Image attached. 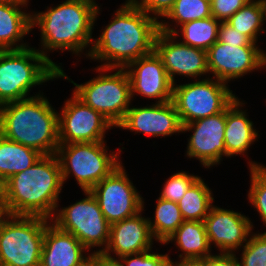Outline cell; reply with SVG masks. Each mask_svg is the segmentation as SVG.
Returning a JSON list of instances; mask_svg holds the SVG:
<instances>
[{"instance_id":"6da1fadb","label":"cell","mask_w":266,"mask_h":266,"mask_svg":"<svg viewBox=\"0 0 266 266\" xmlns=\"http://www.w3.org/2000/svg\"><path fill=\"white\" fill-rule=\"evenodd\" d=\"M114 18L95 38L89 59L105 68H126L131 62L154 51L159 21L142 11L132 0H126L113 14Z\"/></svg>"},{"instance_id":"7a4b0ae2","label":"cell","mask_w":266,"mask_h":266,"mask_svg":"<svg viewBox=\"0 0 266 266\" xmlns=\"http://www.w3.org/2000/svg\"><path fill=\"white\" fill-rule=\"evenodd\" d=\"M98 5L95 0H65L55 7H47L45 12H31V29L38 27L41 33V48L37 50L59 71L62 66L47 54L59 49L79 56L90 47L84 53L88 58L94 40L92 30L101 11Z\"/></svg>"},{"instance_id":"3957f363","label":"cell","mask_w":266,"mask_h":266,"mask_svg":"<svg viewBox=\"0 0 266 266\" xmlns=\"http://www.w3.org/2000/svg\"><path fill=\"white\" fill-rule=\"evenodd\" d=\"M56 154L42 155L31 167L3 183V205L8 215L39 216L51 220L63 189Z\"/></svg>"},{"instance_id":"277c9868","label":"cell","mask_w":266,"mask_h":266,"mask_svg":"<svg viewBox=\"0 0 266 266\" xmlns=\"http://www.w3.org/2000/svg\"><path fill=\"white\" fill-rule=\"evenodd\" d=\"M35 96L0 106V134L13 142L56 154L59 142L58 113L47 97Z\"/></svg>"},{"instance_id":"5b68a950","label":"cell","mask_w":266,"mask_h":266,"mask_svg":"<svg viewBox=\"0 0 266 266\" xmlns=\"http://www.w3.org/2000/svg\"><path fill=\"white\" fill-rule=\"evenodd\" d=\"M58 78L59 70L36 47L0 50V106L29 98L33 87Z\"/></svg>"},{"instance_id":"8992f818","label":"cell","mask_w":266,"mask_h":266,"mask_svg":"<svg viewBox=\"0 0 266 266\" xmlns=\"http://www.w3.org/2000/svg\"><path fill=\"white\" fill-rule=\"evenodd\" d=\"M95 70L98 75L82 84L70 79L63 68L59 71V78L69 80L75 86L73 93L116 127L124 119L132 102L128 74L125 68L96 66Z\"/></svg>"},{"instance_id":"52a82bcc","label":"cell","mask_w":266,"mask_h":266,"mask_svg":"<svg viewBox=\"0 0 266 266\" xmlns=\"http://www.w3.org/2000/svg\"><path fill=\"white\" fill-rule=\"evenodd\" d=\"M106 141L60 144L56 156L63 184L73 176L82 191H90L122 162L118 152L108 153Z\"/></svg>"},{"instance_id":"ba28073f","label":"cell","mask_w":266,"mask_h":266,"mask_svg":"<svg viewBox=\"0 0 266 266\" xmlns=\"http://www.w3.org/2000/svg\"><path fill=\"white\" fill-rule=\"evenodd\" d=\"M50 221L7 214L0 222V266H40L45 228Z\"/></svg>"},{"instance_id":"9c48e42d","label":"cell","mask_w":266,"mask_h":266,"mask_svg":"<svg viewBox=\"0 0 266 266\" xmlns=\"http://www.w3.org/2000/svg\"><path fill=\"white\" fill-rule=\"evenodd\" d=\"M173 84L172 103L181 124L223 112L237 97L229 85L215 78Z\"/></svg>"},{"instance_id":"30bf717a","label":"cell","mask_w":266,"mask_h":266,"mask_svg":"<svg viewBox=\"0 0 266 266\" xmlns=\"http://www.w3.org/2000/svg\"><path fill=\"white\" fill-rule=\"evenodd\" d=\"M85 198L56 209L51 219L60 230L73 234L91 254H101L110 237V223L104 217L97 200L90 191H84Z\"/></svg>"},{"instance_id":"8fae6325","label":"cell","mask_w":266,"mask_h":266,"mask_svg":"<svg viewBox=\"0 0 266 266\" xmlns=\"http://www.w3.org/2000/svg\"><path fill=\"white\" fill-rule=\"evenodd\" d=\"M132 182L121 163L90 190L110 224L134 216L143 209L144 198Z\"/></svg>"},{"instance_id":"7c38bea8","label":"cell","mask_w":266,"mask_h":266,"mask_svg":"<svg viewBox=\"0 0 266 266\" xmlns=\"http://www.w3.org/2000/svg\"><path fill=\"white\" fill-rule=\"evenodd\" d=\"M113 127L106 117L86 105L74 93L58 113L60 144L105 141L106 130Z\"/></svg>"},{"instance_id":"4fadbf2b","label":"cell","mask_w":266,"mask_h":266,"mask_svg":"<svg viewBox=\"0 0 266 266\" xmlns=\"http://www.w3.org/2000/svg\"><path fill=\"white\" fill-rule=\"evenodd\" d=\"M207 67L212 78L228 84L252 71L264 69V50L258 45L234 46L217 40L207 50Z\"/></svg>"},{"instance_id":"5bb4252c","label":"cell","mask_w":266,"mask_h":266,"mask_svg":"<svg viewBox=\"0 0 266 266\" xmlns=\"http://www.w3.org/2000/svg\"><path fill=\"white\" fill-rule=\"evenodd\" d=\"M226 109L215 115L182 125V133L193 132L188 138L186 156L196 158L205 168L217 166L226 157L224 134Z\"/></svg>"},{"instance_id":"9a60e30c","label":"cell","mask_w":266,"mask_h":266,"mask_svg":"<svg viewBox=\"0 0 266 266\" xmlns=\"http://www.w3.org/2000/svg\"><path fill=\"white\" fill-rule=\"evenodd\" d=\"M154 51L161 58L165 70L173 84L175 75L189 79H200L209 74L207 51L181 43L172 34L158 31L154 41Z\"/></svg>"},{"instance_id":"2e32d148","label":"cell","mask_w":266,"mask_h":266,"mask_svg":"<svg viewBox=\"0 0 266 266\" xmlns=\"http://www.w3.org/2000/svg\"><path fill=\"white\" fill-rule=\"evenodd\" d=\"M210 248L214 244L220 252L235 253L248 241L253 231L249 217L230 209L213 205L204 219ZM242 246V247H241Z\"/></svg>"},{"instance_id":"e0dca14e","label":"cell","mask_w":266,"mask_h":266,"mask_svg":"<svg viewBox=\"0 0 266 266\" xmlns=\"http://www.w3.org/2000/svg\"><path fill=\"white\" fill-rule=\"evenodd\" d=\"M125 70L130 80L132 101L135 95L156 99V103L172 101L173 83L155 51L131 62Z\"/></svg>"},{"instance_id":"ac0fdd59","label":"cell","mask_w":266,"mask_h":266,"mask_svg":"<svg viewBox=\"0 0 266 266\" xmlns=\"http://www.w3.org/2000/svg\"><path fill=\"white\" fill-rule=\"evenodd\" d=\"M153 137L182 133V124L172 101L145 107H130L116 128Z\"/></svg>"},{"instance_id":"d6986e66","label":"cell","mask_w":266,"mask_h":266,"mask_svg":"<svg viewBox=\"0 0 266 266\" xmlns=\"http://www.w3.org/2000/svg\"><path fill=\"white\" fill-rule=\"evenodd\" d=\"M144 205L143 200V209L140 212L110 225L109 242L101 253L103 257L117 260L153 248L155 239L151 234L148 219L141 213L144 211Z\"/></svg>"},{"instance_id":"ffe728a7","label":"cell","mask_w":266,"mask_h":266,"mask_svg":"<svg viewBox=\"0 0 266 266\" xmlns=\"http://www.w3.org/2000/svg\"><path fill=\"white\" fill-rule=\"evenodd\" d=\"M71 233L46 225L40 266H82L93 254ZM85 254V255H84Z\"/></svg>"},{"instance_id":"44dd1931","label":"cell","mask_w":266,"mask_h":266,"mask_svg":"<svg viewBox=\"0 0 266 266\" xmlns=\"http://www.w3.org/2000/svg\"><path fill=\"white\" fill-rule=\"evenodd\" d=\"M245 103L237 97L226 108V125L224 134V145L226 157L247 154L249 147L257 138L259 132L254 128V123L248 118L247 110L242 107ZM241 108V109H240ZM243 109V110H242Z\"/></svg>"},{"instance_id":"7402d4cb","label":"cell","mask_w":266,"mask_h":266,"mask_svg":"<svg viewBox=\"0 0 266 266\" xmlns=\"http://www.w3.org/2000/svg\"><path fill=\"white\" fill-rule=\"evenodd\" d=\"M23 7L26 9L25 6L0 2V50H21L30 47L23 39L33 31L31 13H27Z\"/></svg>"},{"instance_id":"603a6c76","label":"cell","mask_w":266,"mask_h":266,"mask_svg":"<svg viewBox=\"0 0 266 266\" xmlns=\"http://www.w3.org/2000/svg\"><path fill=\"white\" fill-rule=\"evenodd\" d=\"M170 242L182 252L178 255L180 260L202 259L212 254L204 221L185 220L163 245Z\"/></svg>"},{"instance_id":"cb8c5ba5","label":"cell","mask_w":266,"mask_h":266,"mask_svg":"<svg viewBox=\"0 0 266 266\" xmlns=\"http://www.w3.org/2000/svg\"><path fill=\"white\" fill-rule=\"evenodd\" d=\"M42 156L37 150L13 142L0 134V181L31 167Z\"/></svg>"},{"instance_id":"d4e9b609","label":"cell","mask_w":266,"mask_h":266,"mask_svg":"<svg viewBox=\"0 0 266 266\" xmlns=\"http://www.w3.org/2000/svg\"><path fill=\"white\" fill-rule=\"evenodd\" d=\"M219 24L220 21L213 16L197 19L180 25V29H176L172 35L176 38L181 36L183 40L179 41L185 45L207 51L218 40Z\"/></svg>"},{"instance_id":"484cf974","label":"cell","mask_w":266,"mask_h":266,"mask_svg":"<svg viewBox=\"0 0 266 266\" xmlns=\"http://www.w3.org/2000/svg\"><path fill=\"white\" fill-rule=\"evenodd\" d=\"M213 192L200 177L177 202L184 220L204 221L213 206Z\"/></svg>"},{"instance_id":"4316f807","label":"cell","mask_w":266,"mask_h":266,"mask_svg":"<svg viewBox=\"0 0 266 266\" xmlns=\"http://www.w3.org/2000/svg\"><path fill=\"white\" fill-rule=\"evenodd\" d=\"M147 219L153 238L161 244L185 221L176 202L160 197L157 198L154 219Z\"/></svg>"},{"instance_id":"83f0119b","label":"cell","mask_w":266,"mask_h":266,"mask_svg":"<svg viewBox=\"0 0 266 266\" xmlns=\"http://www.w3.org/2000/svg\"><path fill=\"white\" fill-rule=\"evenodd\" d=\"M210 2L206 0H175L174 6L164 17L171 20V24L166 20L159 21V30L172 34L178 26L197 19L211 17ZM174 24V27H173ZM172 27V28H171Z\"/></svg>"},{"instance_id":"f1b7e54d","label":"cell","mask_w":266,"mask_h":266,"mask_svg":"<svg viewBox=\"0 0 266 266\" xmlns=\"http://www.w3.org/2000/svg\"><path fill=\"white\" fill-rule=\"evenodd\" d=\"M265 22L263 0H250L226 21L231 27L248 36L255 43L258 41L259 34L266 31L263 28Z\"/></svg>"},{"instance_id":"f546056e","label":"cell","mask_w":266,"mask_h":266,"mask_svg":"<svg viewBox=\"0 0 266 266\" xmlns=\"http://www.w3.org/2000/svg\"><path fill=\"white\" fill-rule=\"evenodd\" d=\"M248 165L251 182L247 197L266 226V167L255 161H249Z\"/></svg>"},{"instance_id":"4dcf8cb0","label":"cell","mask_w":266,"mask_h":266,"mask_svg":"<svg viewBox=\"0 0 266 266\" xmlns=\"http://www.w3.org/2000/svg\"><path fill=\"white\" fill-rule=\"evenodd\" d=\"M242 249L239 266H266V232H251Z\"/></svg>"},{"instance_id":"1f68e13d","label":"cell","mask_w":266,"mask_h":266,"mask_svg":"<svg viewBox=\"0 0 266 266\" xmlns=\"http://www.w3.org/2000/svg\"><path fill=\"white\" fill-rule=\"evenodd\" d=\"M199 178L182 170L174 173L166 180L159 197L177 203Z\"/></svg>"},{"instance_id":"d6a6232c","label":"cell","mask_w":266,"mask_h":266,"mask_svg":"<svg viewBox=\"0 0 266 266\" xmlns=\"http://www.w3.org/2000/svg\"><path fill=\"white\" fill-rule=\"evenodd\" d=\"M151 250L126 255L117 259V261L121 266H168L169 254L154 253Z\"/></svg>"},{"instance_id":"836d02e7","label":"cell","mask_w":266,"mask_h":266,"mask_svg":"<svg viewBox=\"0 0 266 266\" xmlns=\"http://www.w3.org/2000/svg\"><path fill=\"white\" fill-rule=\"evenodd\" d=\"M249 1L250 0H212L210 2L211 15L220 22H226Z\"/></svg>"},{"instance_id":"e575fe53","label":"cell","mask_w":266,"mask_h":266,"mask_svg":"<svg viewBox=\"0 0 266 266\" xmlns=\"http://www.w3.org/2000/svg\"><path fill=\"white\" fill-rule=\"evenodd\" d=\"M218 41L221 43L232 44L234 46L258 45L248 36L235 30L226 22H220L218 27Z\"/></svg>"},{"instance_id":"d590c367","label":"cell","mask_w":266,"mask_h":266,"mask_svg":"<svg viewBox=\"0 0 266 266\" xmlns=\"http://www.w3.org/2000/svg\"><path fill=\"white\" fill-rule=\"evenodd\" d=\"M142 11H145L149 16L164 18L174 6L175 0H132Z\"/></svg>"},{"instance_id":"8d00e7d4","label":"cell","mask_w":266,"mask_h":266,"mask_svg":"<svg viewBox=\"0 0 266 266\" xmlns=\"http://www.w3.org/2000/svg\"><path fill=\"white\" fill-rule=\"evenodd\" d=\"M201 266H239L235 253L211 254L201 259Z\"/></svg>"},{"instance_id":"74e56055","label":"cell","mask_w":266,"mask_h":266,"mask_svg":"<svg viewBox=\"0 0 266 266\" xmlns=\"http://www.w3.org/2000/svg\"><path fill=\"white\" fill-rule=\"evenodd\" d=\"M168 266H201V259H189V260H179L173 261L169 260Z\"/></svg>"},{"instance_id":"f35d334b","label":"cell","mask_w":266,"mask_h":266,"mask_svg":"<svg viewBox=\"0 0 266 266\" xmlns=\"http://www.w3.org/2000/svg\"><path fill=\"white\" fill-rule=\"evenodd\" d=\"M82 266H101V254H93Z\"/></svg>"},{"instance_id":"ab89813d","label":"cell","mask_w":266,"mask_h":266,"mask_svg":"<svg viewBox=\"0 0 266 266\" xmlns=\"http://www.w3.org/2000/svg\"><path fill=\"white\" fill-rule=\"evenodd\" d=\"M101 266H121L117 260H111L101 255Z\"/></svg>"},{"instance_id":"60d3db41","label":"cell","mask_w":266,"mask_h":266,"mask_svg":"<svg viewBox=\"0 0 266 266\" xmlns=\"http://www.w3.org/2000/svg\"><path fill=\"white\" fill-rule=\"evenodd\" d=\"M1 3H9V4H14V5H19V6H26L29 3V0H0Z\"/></svg>"},{"instance_id":"b9f144b4","label":"cell","mask_w":266,"mask_h":266,"mask_svg":"<svg viewBox=\"0 0 266 266\" xmlns=\"http://www.w3.org/2000/svg\"><path fill=\"white\" fill-rule=\"evenodd\" d=\"M6 215L7 214H6L3 203H0V222Z\"/></svg>"},{"instance_id":"7bdbcfd3","label":"cell","mask_w":266,"mask_h":266,"mask_svg":"<svg viewBox=\"0 0 266 266\" xmlns=\"http://www.w3.org/2000/svg\"><path fill=\"white\" fill-rule=\"evenodd\" d=\"M0 203H3V183L0 181Z\"/></svg>"},{"instance_id":"ee69618b","label":"cell","mask_w":266,"mask_h":266,"mask_svg":"<svg viewBox=\"0 0 266 266\" xmlns=\"http://www.w3.org/2000/svg\"><path fill=\"white\" fill-rule=\"evenodd\" d=\"M266 68V52L264 51V69Z\"/></svg>"},{"instance_id":"f6af8a7d","label":"cell","mask_w":266,"mask_h":266,"mask_svg":"<svg viewBox=\"0 0 266 266\" xmlns=\"http://www.w3.org/2000/svg\"><path fill=\"white\" fill-rule=\"evenodd\" d=\"M265 6V15H266V0H263Z\"/></svg>"}]
</instances>
